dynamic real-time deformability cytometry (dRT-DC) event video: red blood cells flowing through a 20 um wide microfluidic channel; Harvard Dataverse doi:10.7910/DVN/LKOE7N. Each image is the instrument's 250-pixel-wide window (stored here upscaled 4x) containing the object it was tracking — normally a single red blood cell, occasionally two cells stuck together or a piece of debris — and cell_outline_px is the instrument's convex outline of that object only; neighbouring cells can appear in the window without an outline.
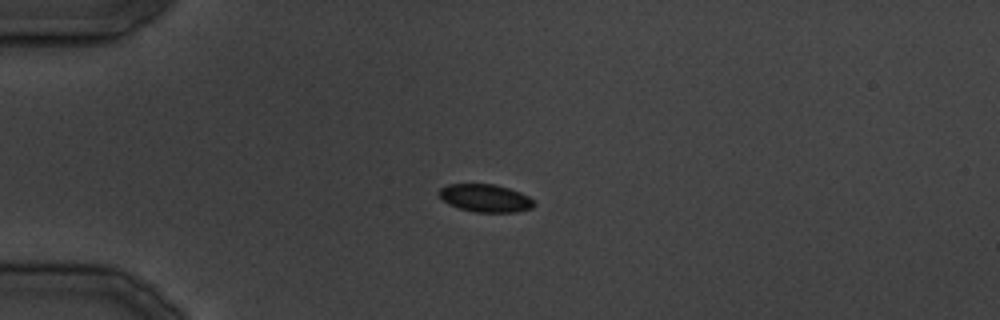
{"species": "common noctule bat (a hibernating species)", "species_latin": "Nyctalus noctula", "temperature_condition": "cold", "stored_images_in_passage": 27, "camera_frame_rate_fps": 3000, "um_per_image_px": 0.085, "animal": {"sex": "male", "body_mass_g": 19.5, "forearm_length_mm": 54.6}, "frame": {"image": 1, "passage_image": 4, "time_ms": 3.667, "image_size_px": [1000, 320], "cell_outline_px": [[536, 204], [532, 208], [516, 212], [476, 212], [460, 208], [448, 204], [436, 192], [440, 188], [448, 184], [496, 184], [520, 192], [528, 196]], "centroid_in_image_um": [41.25, 16.83], "position_along_channel_um": 43.8, "area_um2": 15.37}}
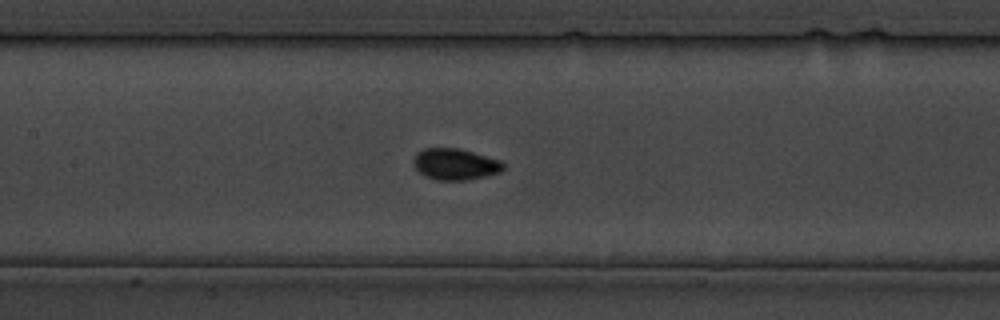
{"frame": {"image": 2, "passage_image": 12, "time_ms": 13.667, "image_size_px": [1000, 320], "cell_outline_px": [[504, 168], [500, 172], [484, 176], [464, 180], [440, 180], [424, 176], [412, 164], [416, 152], [424, 148], [460, 148], [500, 160], [504, 164]], "centroid_in_image_um": [38.67, 13.94], "position_along_channel_um": 168.7, "area_um2": 16.36}}
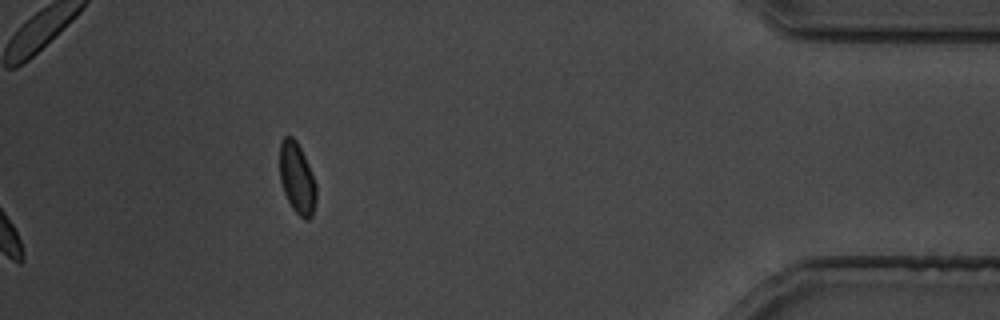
{"frame": {"image": 3, "passage_image": 27, "time_ms": 32.667, "image_size_px": [1000, 320], "cell_outline_px": [[316, 204], [312, 216], [308, 220], [304, 220], [292, 208], [284, 192], [280, 180], [280, 144], [284, 136], [292, 136], [296, 140], [308, 164], [316, 184]], "centroid_in_image_um": [25.25, 15.18], "position_along_channel_um": 409.9, "area_um2": 15.09}}